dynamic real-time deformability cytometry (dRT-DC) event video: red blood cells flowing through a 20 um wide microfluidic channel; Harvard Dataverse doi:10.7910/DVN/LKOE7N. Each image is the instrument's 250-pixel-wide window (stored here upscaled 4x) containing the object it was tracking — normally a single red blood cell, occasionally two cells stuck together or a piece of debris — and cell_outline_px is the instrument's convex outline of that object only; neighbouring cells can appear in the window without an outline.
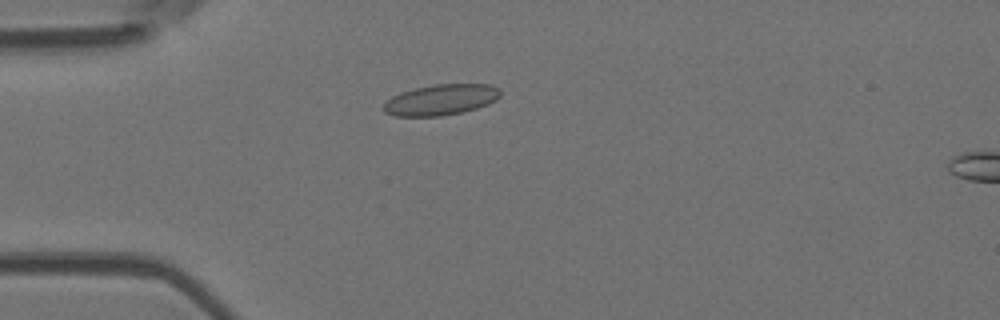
{"species": "Egyptian fruit bat (a non-hibernating species)", "species_latin": "Rousettus aegyptiacus", "temperature_condition": "room temperature", "stored_images_in_passage": 53, "camera_frame_rate_fps": 3000, "um_per_image_px": 0.085, "animal": {"sex": "female"}, "frame": {"image": 1, "passage_image": 14, "time_ms": 4.333, "image_size_px": [1000, 320], "cell_outline_px": [[500, 96], [496, 100], [488, 104], [476, 108], [460, 112], [440, 116], [396, 116], [384, 112], [384, 104], [392, 96], [400, 92], [416, 88], [436, 84], [492, 84], [500, 88]], "centroid_in_image_um": [37.5, 8.47], "position_along_channel_um": 47.5, "area_um2": 20.87}}
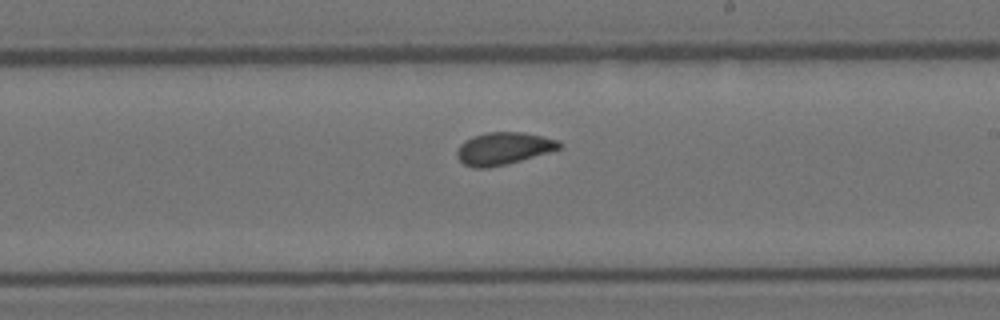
{"frame": {"image": 2, "passage_image": 31, "time_ms": 10.0, "image_size_px": [1000, 320], "cell_outline_px": [[564, 144], [560, 148], [548, 152], [520, 160], [488, 168], [476, 168], [464, 164], [456, 156], [456, 152], [460, 144], [464, 140], [472, 136], [488, 132], [524, 132], [560, 140]], "centroid_in_image_um": [42.79, 12.6], "position_along_channel_um": 246.2, "area_um2": 19.25}}
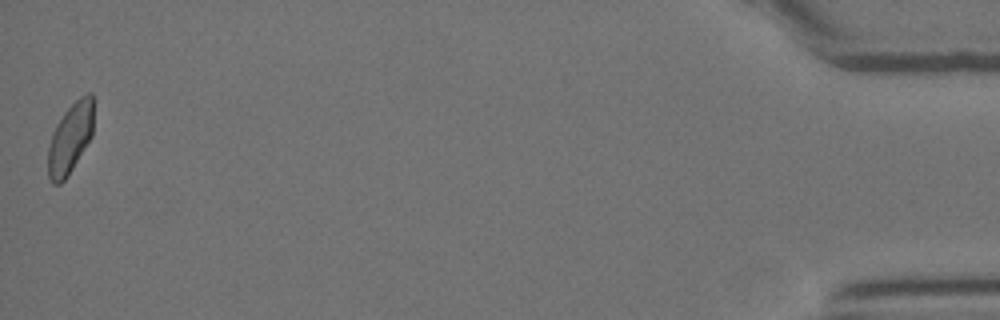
{"frame": {"image": 3, "passage_image": 53, "time_ms": 17.333, "image_size_px": [1000, 320], "cell_outline_px": [[92, 136], [68, 176], [60, 184], [52, 184], [48, 176], [48, 148], [52, 132], [56, 124], [64, 112], [80, 96], [88, 92], [92, 92]], "centroid_in_image_um": [5.95, 11.77], "position_along_channel_um": 429.3, "area_um2": 18.61}, "authors_computed_cell_mechanics": {"area_um2": 19.3052, "velocity_mm_per_s": 3.779, "shape_relaxation_time_tau1_ms": null, "shape_relaxation_time_tau2_ms": 1.1424, "deformation_change_tau1": null, "deformation_change_tau2": 0.053}}